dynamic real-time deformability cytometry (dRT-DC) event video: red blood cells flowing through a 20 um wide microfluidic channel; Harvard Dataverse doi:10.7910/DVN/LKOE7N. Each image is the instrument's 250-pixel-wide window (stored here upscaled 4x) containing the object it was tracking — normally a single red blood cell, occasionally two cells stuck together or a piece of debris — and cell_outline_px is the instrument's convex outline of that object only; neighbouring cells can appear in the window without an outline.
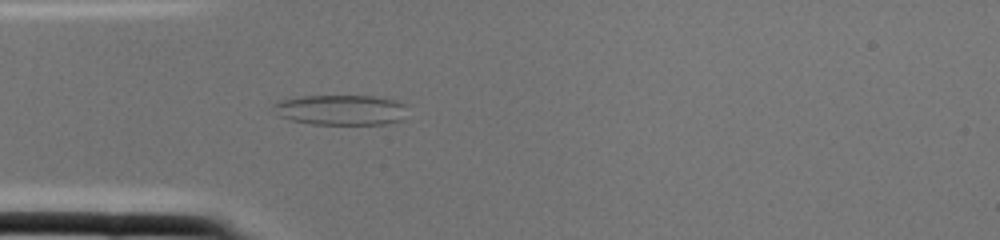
{"species": "common noctule bat (a hibernating species)", "species_latin": "Nyctalus noctula", "temperature_condition": "cold", "stored_images_in_passage": 1, "camera_frame_rate_fps": 3000, "um_per_image_px": 0.085, "animal": {"sex": "female", "body_mass_g": 22.0, "forearm_length_mm": 56.7}, "frame": {"image": 1, "passage_image": 1, "time_ms": 0.0, "image_size_px": [1000, 240], "cell_outline_px": [[408, 104], [404, 120], [384, 124], [312, 124], [292, 120], [280, 116], [272, 108], [272, 104], [280, 100], [300, 96], [372, 96], [392, 100]], "centroid_in_image_um": [29.0, 9.34], "position_along_channel_um": 56.0, "area_um2": 23.76}}